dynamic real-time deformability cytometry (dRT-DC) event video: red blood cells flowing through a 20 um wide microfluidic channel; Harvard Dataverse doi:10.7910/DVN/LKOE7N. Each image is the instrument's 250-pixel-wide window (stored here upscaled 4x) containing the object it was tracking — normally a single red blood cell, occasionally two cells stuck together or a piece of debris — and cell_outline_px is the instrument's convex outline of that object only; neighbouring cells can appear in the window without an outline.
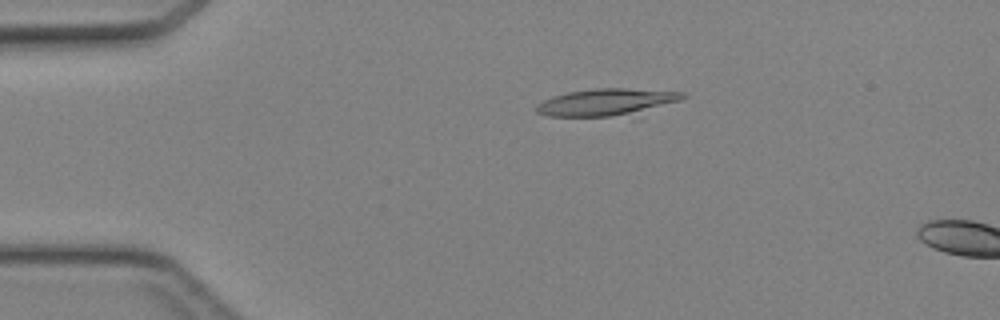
{"species": "Egyptian fruit bat (a non-hibernating species)", "species_latin": "Rousettus aegyptiacus", "temperature_condition": "cold", "stored_images_in_passage": 12, "camera_frame_rate_fps": 3000, "um_per_image_px": 0.085, "animal": {"sex": "female"}, "frame": {"image": 1, "passage_image": 9, "time_ms": 2.667, "image_size_px": [1000, 320], "cell_outline_px": [[688, 96], [680, 100], [628, 112], [608, 116], [548, 116], [536, 112], [536, 104], [552, 96], [568, 92], [592, 88], [628, 88], [688, 92]], "centroid_in_image_um": [51.46, 8.64], "position_along_channel_um": 33.5, "area_um2": 22.2}}